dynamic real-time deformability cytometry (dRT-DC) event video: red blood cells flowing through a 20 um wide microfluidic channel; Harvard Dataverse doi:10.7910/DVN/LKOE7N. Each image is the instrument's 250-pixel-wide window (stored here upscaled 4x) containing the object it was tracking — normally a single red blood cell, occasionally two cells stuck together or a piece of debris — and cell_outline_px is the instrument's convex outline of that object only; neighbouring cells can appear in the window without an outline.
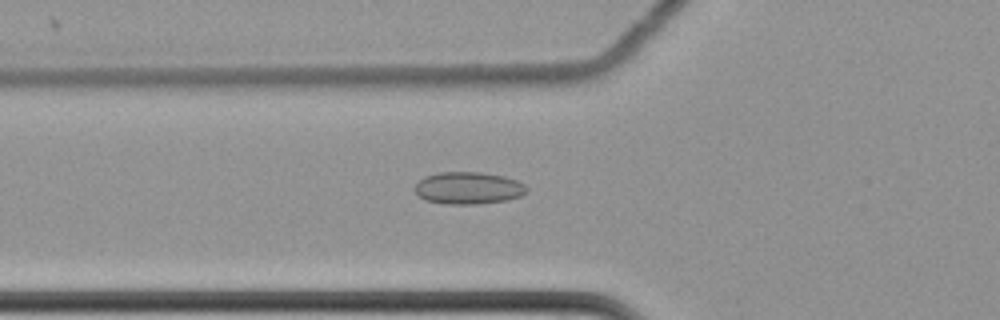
{"species": "common noctule bat (a hibernating species)", "species_latin": "Nyctalus noctula", "temperature_condition": "cold", "stored_images_in_passage": 49, "camera_frame_rate_fps": 3000, "um_per_image_px": 0.085, "animal": {"sex": "female", "body_mass_g": 22.7, "forearm_length_mm": 54.2}, "frame": {"image": 1, "passage_image": 12, "time_ms": 3.667, "image_size_px": [1000, 320], "cell_outline_px": [[528, 192], [520, 196], [508, 200], [476, 204], [444, 204], [424, 200], [412, 188], [424, 176], [440, 172], [480, 172], [504, 176], [516, 180], [524, 184], [528, 188]], "centroid_in_image_um": [39.8, 15.98], "position_along_channel_um": 86.0, "area_um2": 21.15}}
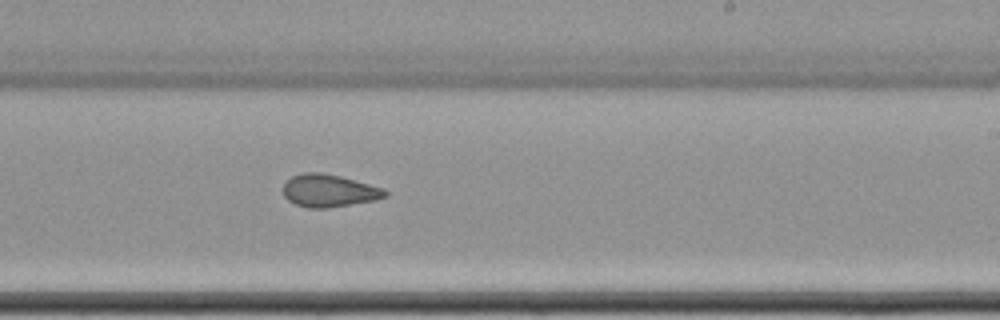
{"frame": {"image": 2, "passage_image": 27, "time_ms": 8.667, "image_size_px": [1000, 320], "cell_outline_px": [[388, 196], [376, 200], [328, 208], [308, 208], [296, 204], [288, 200], [284, 196], [284, 180], [292, 176], [304, 172], [320, 172], [340, 176], [384, 188], [388, 192]], "centroid_in_image_um": [27.97, 16.21], "position_along_channel_um": 261.0, "area_um2": 19.48}}
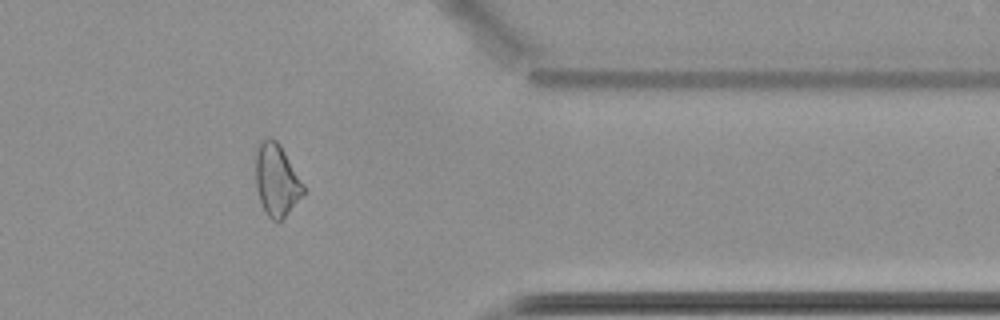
{"frame": {"image": 3, "passage_image": 39, "time_ms": 12.667, "image_size_px": [1000, 320], "cell_outline_px": [[304, 192], [284, 216], [280, 220], [272, 220], [268, 216], [260, 200], [256, 188], [256, 152], [260, 144], [264, 140], [272, 136], [280, 144], [304, 184]], "centroid_in_image_um": [23.5, 15.27], "position_along_channel_um": 387.9, "area_um2": 19.54}, "authors_computed_cell_mechanics": {"area_um2": 20.1722, "velocity_mm_per_s": 3.5038, "shape_relaxation_time_tau1_ms": null, "shape_relaxation_time_tau2_ms": 5.308, "deformation_change_tau1": null, "deformation_change_tau2": 0.1196}}